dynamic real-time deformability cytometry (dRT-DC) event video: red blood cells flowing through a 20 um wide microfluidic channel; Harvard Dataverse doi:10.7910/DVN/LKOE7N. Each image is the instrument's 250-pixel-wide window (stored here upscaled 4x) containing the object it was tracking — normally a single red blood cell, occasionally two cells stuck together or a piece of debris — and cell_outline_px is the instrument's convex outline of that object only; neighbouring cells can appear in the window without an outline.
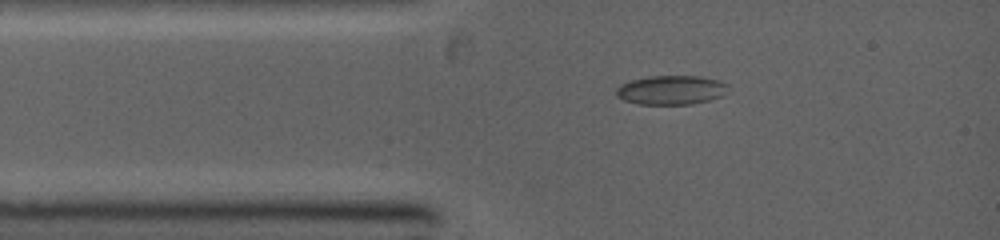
{"species": "common noctule bat (a hibernating species)", "species_latin": "Nyctalus noctula", "temperature_condition": "warm", "stored_images_in_passage": 7, "camera_frame_rate_fps": 5000, "um_per_image_px": 0.085, "animal": {"sex": "female", "body_mass_g": 19.0, "forearm_length_mm": 53.3}, "frame": {"image": 1, "passage_image": 3, "time_ms": 1.4, "image_size_px": [1000, 240], "cell_outline_px": [[728, 84], [720, 96], [708, 100], [692, 104], [640, 104], [624, 100], [616, 96], [616, 88], [620, 84], [628, 80], [648, 76], [700, 76], [720, 80]], "centroid_in_image_um": [56.98, 7.64], "position_along_channel_um": 28.0, "area_um2": 18.96}}
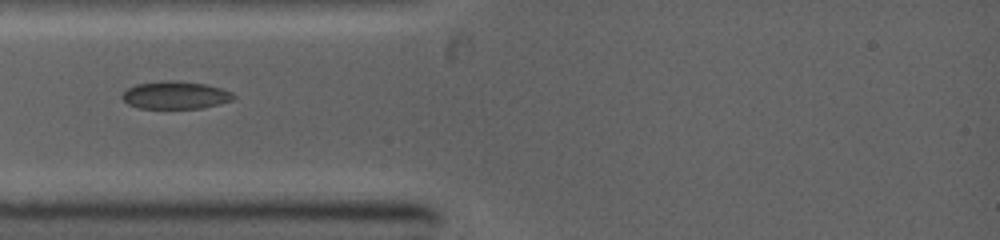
{"frame": {"image": 2, "passage_image": 5, "time_ms": 2.6, "image_size_px": [1000, 240], "cell_outline_px": [[236, 96], [232, 100], [220, 104], [200, 108], [140, 108], [128, 104], [120, 96], [128, 88], [136, 84], [160, 80], [172, 80], [204, 84], [220, 88], [232, 92]], "centroid_in_image_um": [14.9, 8.08], "position_along_channel_um": 70.1, "area_um2": 17.92}}
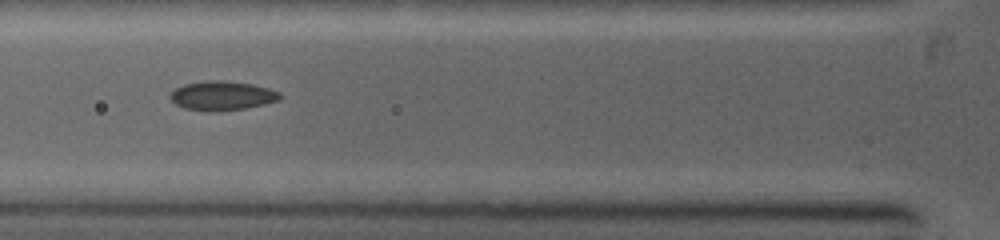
{"frame": {"image": 3, "passage_image": 6, "time_ms": 3.4, "image_size_px": [1000, 240], "cell_outline_px": [[280, 100], [264, 104], [244, 108], [212, 112], [208, 112], [184, 108], [176, 104], [168, 96], [176, 88], [184, 84], [204, 80], [220, 80], [252, 84], [268, 88], [280, 92]], "centroid_in_image_um": [18.86, 8.13], "position_along_channel_um": 106.9, "area_um2": 18.67}}